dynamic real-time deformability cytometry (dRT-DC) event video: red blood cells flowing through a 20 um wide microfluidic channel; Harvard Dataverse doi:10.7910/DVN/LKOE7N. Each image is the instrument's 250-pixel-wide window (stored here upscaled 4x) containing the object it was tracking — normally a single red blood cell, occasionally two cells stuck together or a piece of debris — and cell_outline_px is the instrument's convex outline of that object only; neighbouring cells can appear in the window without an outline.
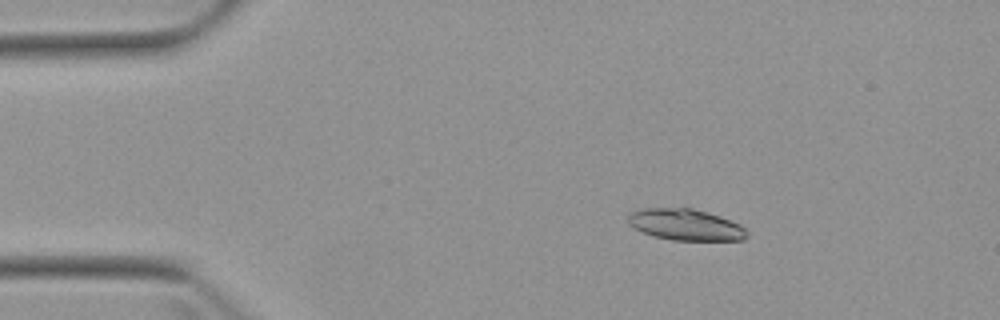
{"species": "Egyptian fruit bat (a non-hibernating species)", "species_latin": "Rousettus aegyptiacus", "temperature_condition": "warm", "stored_images_in_passage": 5, "camera_frame_rate_fps": 3000, "um_per_image_px": 0.085, "animal": {"sex": "female"}, "frame": {"image": 1, "passage_image": 3, "time_ms": 2.333, "image_size_px": [1000, 320], "cell_outline_px": [[748, 236], [744, 240], [672, 240], [656, 236], [644, 232], [628, 224], [628, 216], [632, 212], [644, 208], [692, 208], [720, 216], [740, 224], [748, 232]], "centroid_in_image_um": [58.31, 19.1], "position_along_channel_um": 26.7, "area_um2": 21.5}}
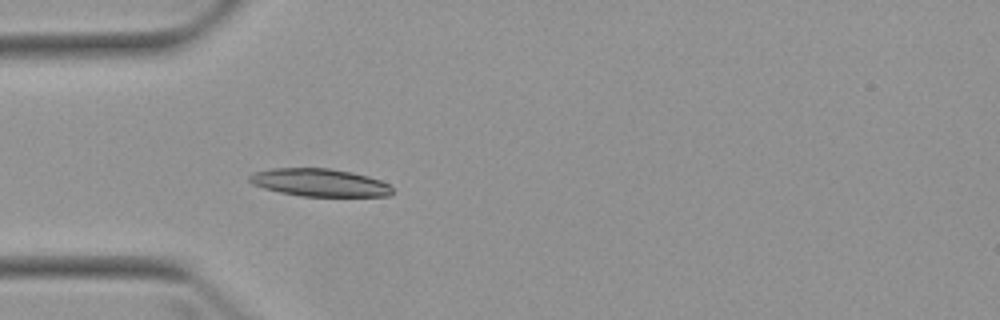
{"frame": {"image": 2, "passage_image": 5, "time_ms": 4.667, "image_size_px": [1000, 320], "cell_outline_px": [[392, 192], [388, 196], [300, 196], [280, 192], [264, 188], [252, 184], [248, 180], [248, 176], [256, 172], [272, 168], [328, 168], [352, 172], [368, 176], [380, 180], [388, 184], [392, 188]], "centroid_in_image_um": [27.15, 15.51], "position_along_channel_um": 57.8, "area_um2": 23.0}}